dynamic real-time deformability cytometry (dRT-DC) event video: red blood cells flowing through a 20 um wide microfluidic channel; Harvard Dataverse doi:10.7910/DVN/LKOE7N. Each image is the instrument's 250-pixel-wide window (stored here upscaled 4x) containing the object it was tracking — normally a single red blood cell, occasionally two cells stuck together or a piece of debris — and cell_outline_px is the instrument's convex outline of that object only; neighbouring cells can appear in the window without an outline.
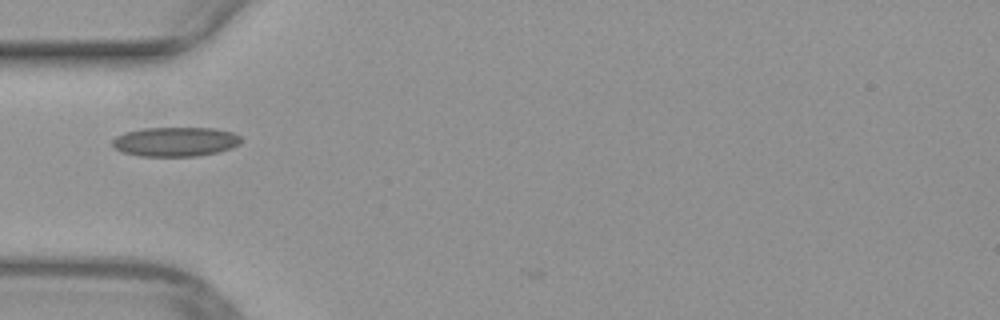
{"species": "common noctule bat (a hibernating species)", "species_latin": "Nyctalus noctula", "temperature_condition": "warm", "stored_images_in_passage": 29, "camera_frame_rate_fps": 3000, "um_per_image_px": 0.085, "animal": {"sex": "female", "body_mass_g": 29.2, "forearm_length_mm": 56.3}, "frame": {"image": 1, "passage_image": 2, "time_ms": 0.333, "image_size_px": [1000, 320], "cell_outline_px": [[240, 144], [232, 148], [216, 152], [196, 156], [140, 156], [124, 152], [116, 148], [112, 144], [112, 140], [116, 136], [124, 132], [144, 128], [216, 128], [232, 132], [240, 136]], "centroid_in_image_um": [14.91, 12.04], "position_along_channel_um": 70.1, "area_um2": 21.96}}
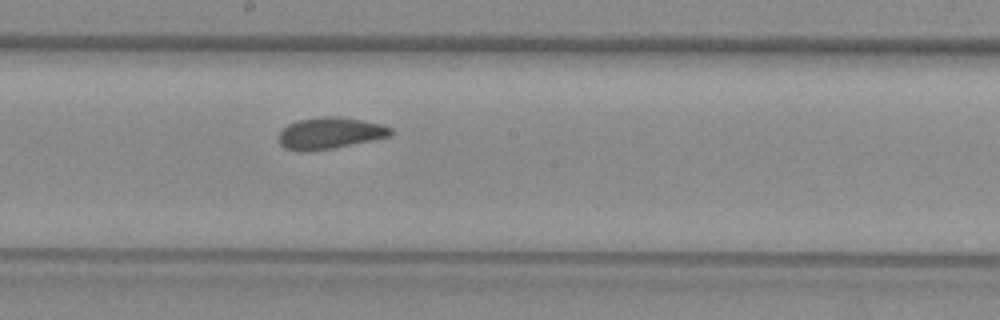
{"frame": {"image": 2, "passage_image": 13, "time_ms": 4.0, "image_size_px": [1000, 320], "cell_outline_px": [[392, 132], [388, 136], [332, 148], [284, 148], [280, 144], [276, 136], [288, 124], [296, 120], [320, 116], [340, 116], [380, 124], [392, 128]], "centroid_in_image_um": [28.02, 11.26], "position_along_channel_um": 220.2, "area_um2": 19.77}}
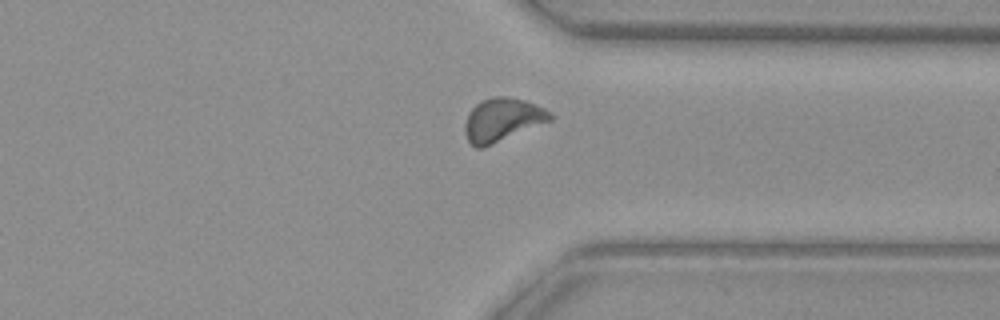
{"frame": {"image": 3, "passage_image": 24, "time_ms": 7.667, "image_size_px": [1000, 320], "cell_outline_px": [[552, 120], [484, 148], [476, 148], [468, 140], [464, 132], [464, 124], [468, 112], [480, 100], [492, 96], [508, 96], [524, 100], [536, 104], [552, 112]], "centroid_in_image_um": [42.68, 10.17], "position_along_channel_um": 368.7, "area_um2": 21.79}}